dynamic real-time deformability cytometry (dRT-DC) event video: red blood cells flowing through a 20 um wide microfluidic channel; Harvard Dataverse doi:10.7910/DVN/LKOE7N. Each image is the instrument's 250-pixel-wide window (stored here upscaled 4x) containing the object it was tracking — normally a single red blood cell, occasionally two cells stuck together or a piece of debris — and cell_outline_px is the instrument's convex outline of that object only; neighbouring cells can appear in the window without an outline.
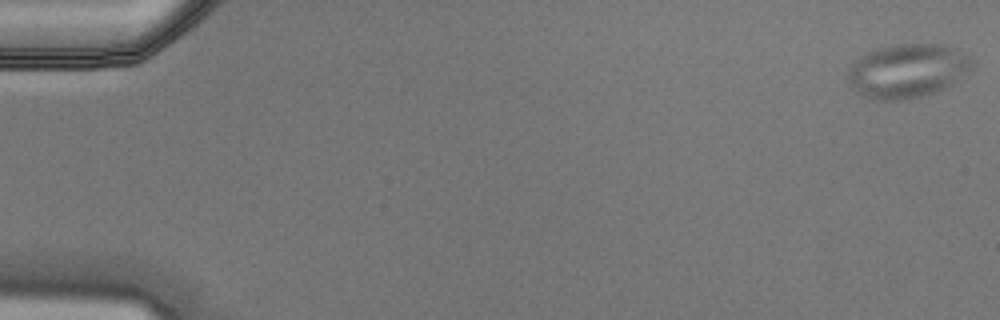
{"species": "Egyptian fruit bat (a non-hibernating species)", "species_latin": "Rousettus aegyptiacus", "temperature_condition": "cold", "stored_images_in_passage": 9, "camera_frame_rate_fps": 3000, "um_per_image_px": 0.085, "animal": {"sex": "male"}, "frame": {"image": 1, "passage_image": 1, "time_ms": 0.0, "image_size_px": [1000, 320], "cell_outline_px": [[976, 68], [944, 88], [908, 100], [872, 100], [860, 96], [852, 88], [848, 80], [848, 68], [860, 56], [868, 52], [880, 48], [896, 44], [944, 44], [968, 52], [976, 60]], "centroid_in_image_um": [77.19, 6.01], "position_along_channel_um": 7.8, "area_um2": 39.77}}
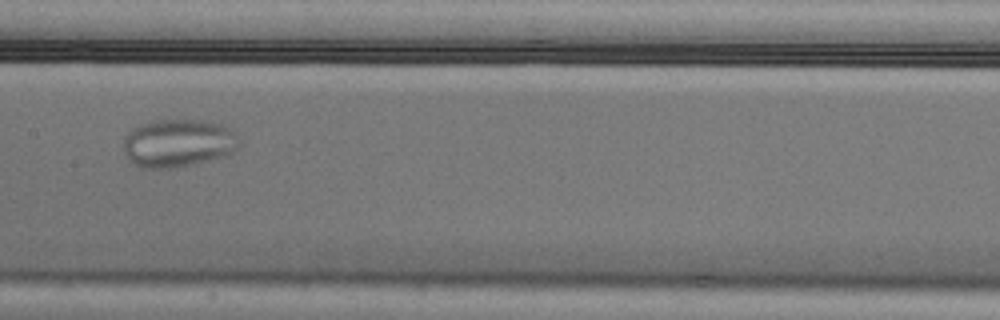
{"frame": {"image": 2, "passage_image": 8, "time_ms": 2.333, "image_size_px": [1000, 320], "cell_outline_px": [[240, 144], [236, 152], [228, 156], [196, 164], [172, 168], [140, 168], [132, 164], [124, 152], [124, 136], [132, 128], [140, 124], [152, 120], [204, 120], [220, 124], [232, 128], [236, 132], [240, 140]], "centroid_in_image_um": [15.19, 12.17], "position_along_channel_um": 192.2, "area_um2": 33.23}}